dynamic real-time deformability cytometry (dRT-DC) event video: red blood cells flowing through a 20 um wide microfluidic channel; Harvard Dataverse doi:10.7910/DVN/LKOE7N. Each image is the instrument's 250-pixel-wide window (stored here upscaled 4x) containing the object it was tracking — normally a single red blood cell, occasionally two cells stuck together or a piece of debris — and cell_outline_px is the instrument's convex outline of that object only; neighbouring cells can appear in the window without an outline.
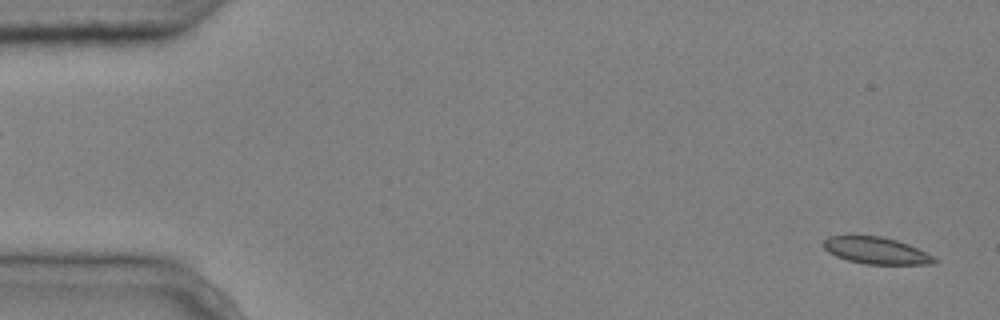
{"species": "common noctule bat (a hibernating species)", "species_latin": "Nyctalus noctula", "temperature_condition": "cold", "stored_images_in_passage": 5, "camera_frame_rate_fps": 3000, "um_per_image_px": 0.085, "animal": {"sex": "male", "body_mass_g": 20.4}, "frame": {"image": 1, "passage_image": 1, "time_ms": 0.0, "image_size_px": [1000, 320], "cell_outline_px": [[940, 260], [936, 264], [864, 264], [848, 260], [836, 256], [828, 252], [824, 248], [824, 240], [828, 236], [880, 236], [896, 240], [908, 244], [936, 256]], "centroid_in_image_um": [74.54, 21.31], "position_along_channel_um": 10.5, "area_um2": 17.4}}
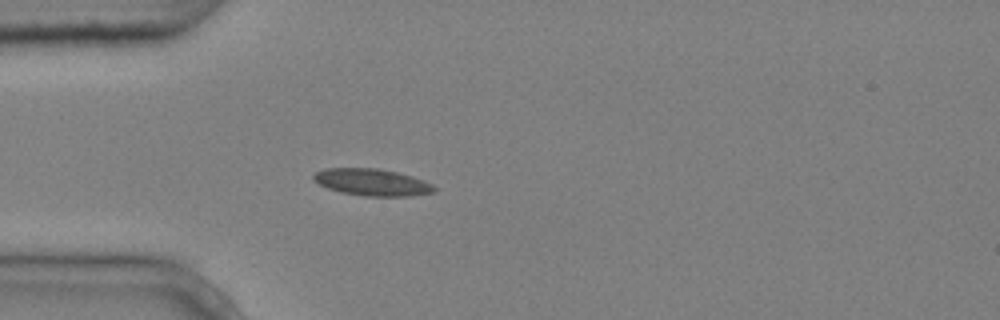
{"frame": {"image": 2, "passage_image": 5, "time_ms": 1.333, "image_size_px": [1000, 320], "cell_outline_px": [[436, 192], [412, 196], [364, 196], [340, 192], [328, 188], [312, 180], [312, 176], [316, 172], [324, 168], [376, 168], [396, 172], [412, 176], [424, 180], [432, 184], [436, 188]], "centroid_in_image_um": [31.63, 15.49], "position_along_channel_um": 53.4, "area_um2": 19.02}}